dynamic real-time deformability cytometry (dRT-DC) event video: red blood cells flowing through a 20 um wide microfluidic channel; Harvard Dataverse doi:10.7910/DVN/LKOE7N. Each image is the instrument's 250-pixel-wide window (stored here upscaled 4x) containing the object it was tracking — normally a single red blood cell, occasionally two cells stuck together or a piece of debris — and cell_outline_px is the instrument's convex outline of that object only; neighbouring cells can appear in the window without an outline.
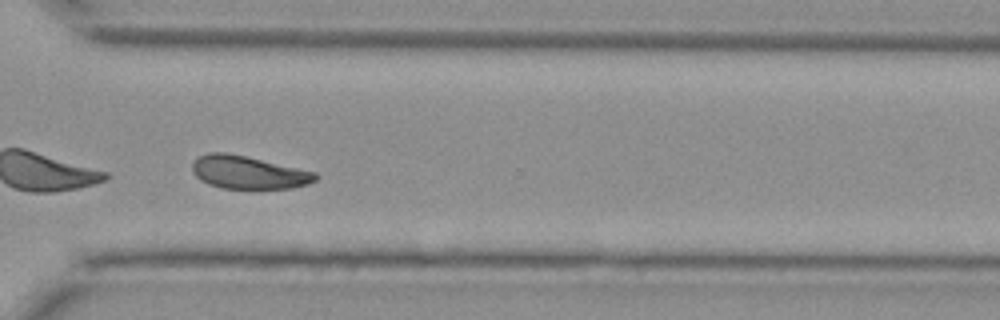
{"species": "Egyptian fruit bat (a non-hibernating species)", "species_latin": "Rousettus aegyptiacus", "temperature_condition": "cold", "stored_images_in_passage": 38, "camera_frame_rate_fps": 3000, "um_per_image_px": 0.085, "animal": {"sex": "female"}, "frame": {"image": 1, "passage_image": 27, "time_ms": 8.667, "image_size_px": [1000, 320], "cell_outline_px": [[320, 176], [316, 180], [308, 184], [292, 188], [220, 188], [208, 184], [200, 180], [192, 172], [192, 164], [200, 156], [208, 152], [224, 152], [244, 156], [316, 172]], "centroid_in_image_um": [21.11, 14.66], "position_along_channel_um": 349.5, "area_um2": 23.47}}